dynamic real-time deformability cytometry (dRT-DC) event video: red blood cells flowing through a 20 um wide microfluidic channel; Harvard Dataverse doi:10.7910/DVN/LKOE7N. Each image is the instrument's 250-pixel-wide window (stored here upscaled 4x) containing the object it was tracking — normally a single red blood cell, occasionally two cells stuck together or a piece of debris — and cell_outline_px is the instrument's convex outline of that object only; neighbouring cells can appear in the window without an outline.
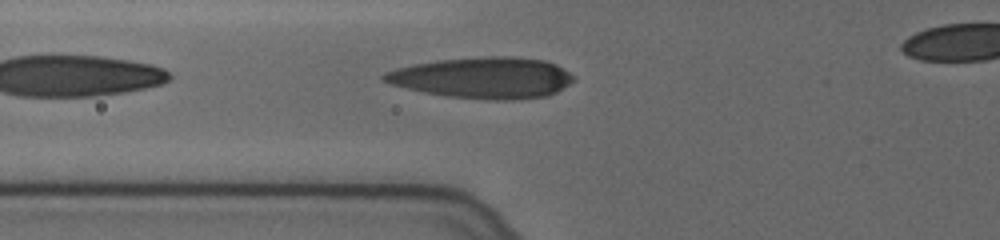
{"species": "human", "species_latin": "Homo sapiens", "temperature_condition": "cold", "stored_images_in_passage": 35, "camera_frame_rate_fps": 3000, "um_per_image_px": 0.085, "donor": {"sex": "female"}, "frame": {"image": 1, "passage_image": 3, "time_ms": 0.667, "image_size_px": [1000, 240], "cell_outline_px": [[576, 80], [556, 92], [544, 96], [512, 100], [488, 100], [448, 96], [424, 92], [392, 84], [380, 80], [380, 76], [384, 72], [396, 68], [412, 64], [436, 60], [484, 56], [508, 56], [544, 60], [556, 64], [576, 76]], "centroid_in_image_um": [41.05, 6.6], "position_along_channel_um": 84.8, "area_um2": 45.66}}
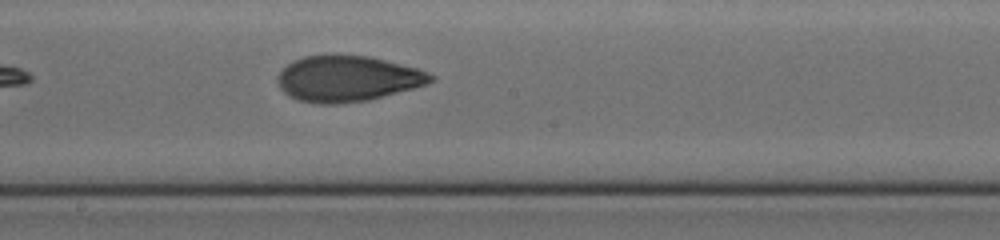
{"frame": {"image": 2, "passage_image": 14, "time_ms": 4.333, "image_size_px": [1000, 240], "cell_outline_px": [[436, 80], [412, 88], [368, 100], [336, 104], [316, 104], [300, 100], [288, 96], [280, 88], [276, 80], [276, 76], [292, 60], [304, 56], [368, 56], [416, 68], [428, 72], [436, 76]], "centroid_in_image_um": [29.5, 6.7], "position_along_channel_um": 218.7, "area_um2": 40.46}}
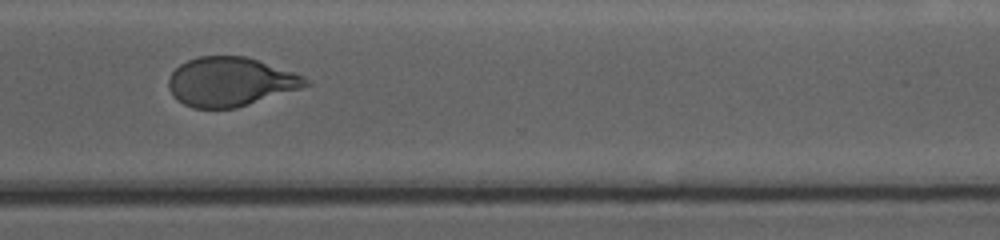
{"frame": {"image": 3, "passage_image": 25, "time_ms": 8.0, "image_size_px": [1000, 240], "cell_outline_px": [[312, 84], [300, 88], [236, 108], [192, 108], [176, 100], [168, 88], [168, 80], [172, 72], [180, 64], [196, 56], [244, 56], [304, 76], [312, 80]], "centroid_in_image_um": [19.55, 6.95], "position_along_channel_um": 351.0, "area_um2": 38.96}}